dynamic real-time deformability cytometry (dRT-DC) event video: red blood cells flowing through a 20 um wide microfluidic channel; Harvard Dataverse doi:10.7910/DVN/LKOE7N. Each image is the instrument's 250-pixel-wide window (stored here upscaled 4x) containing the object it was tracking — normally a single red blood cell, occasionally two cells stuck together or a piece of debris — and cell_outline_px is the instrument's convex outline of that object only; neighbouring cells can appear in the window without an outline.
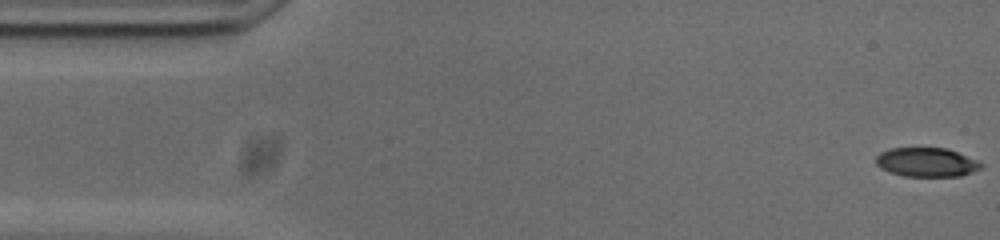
{"species": "common noctule bat (a hibernating species)", "species_latin": "Nyctalus noctula", "temperature_condition": "cold", "stored_images_in_passage": 53, "camera_frame_rate_fps": 3000, "um_per_image_px": 0.085, "animal": {"sex": "male", "body_mass_g": 20.0, "forearm_length_mm": 53.3}, "frame": {"image": 1, "passage_image": 1, "time_ms": 0.0, "image_size_px": [1000, 240], "cell_outline_px": [[984, 164], [980, 168], [972, 172], [960, 176], [904, 176], [888, 172], [880, 168], [876, 164], [876, 156], [880, 152], [888, 148], [948, 148], [976, 160]], "centroid_in_image_um": [78.72, 13.79], "position_along_channel_um": 6.3, "area_um2": 17.86}}
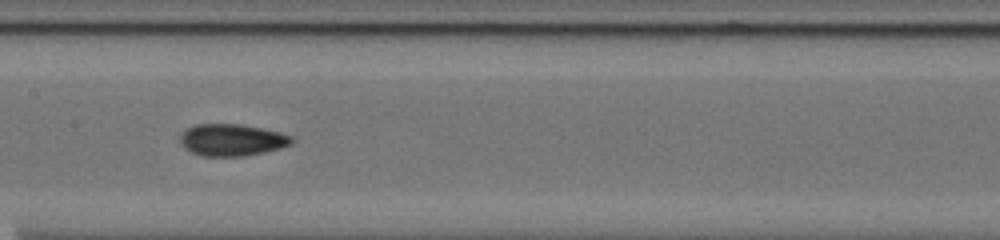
{"frame": {"image": 2, "passage_image": 25, "time_ms": 8.0, "image_size_px": [1000, 240], "cell_outline_px": [[296, 140], [292, 144], [280, 148], [264, 152], [244, 156], [200, 156], [184, 148], [180, 144], [180, 132], [184, 128], [196, 124], [240, 124], [280, 132], [292, 136]], "centroid_in_image_um": [19.68, 11.89], "position_along_channel_um": 187.7, "area_um2": 21.04}}
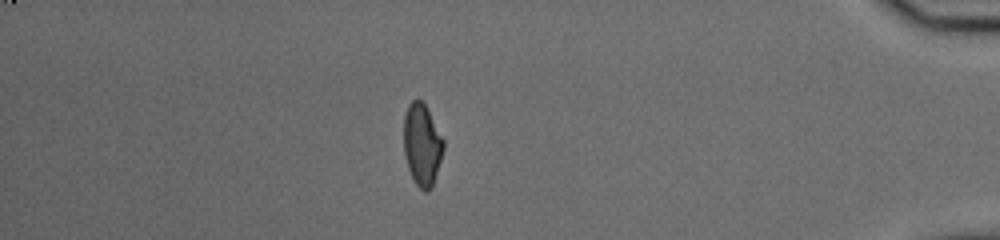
{"frame": {"image": 3, "passage_image": 46, "time_ms": 15.0, "image_size_px": [1000, 240], "cell_outline_px": [[444, 148], [432, 188], [428, 192], [424, 192], [412, 180], [404, 156], [404, 116], [408, 104], [412, 100], [420, 100], [424, 104], [444, 140]], "centroid_in_image_um": [35.86, 12.34], "position_along_channel_um": 399.3, "area_um2": 18.96}, "authors_computed_cell_mechanics": {"area_um2": 19.5942, "velocity_mm_per_s": 3.7516, "shape_relaxation_time_tau1_ms": 11.0648, "shape_relaxation_time_tau2_ms": 2.6416, "deformation_change_tau1": 0.2466, "deformation_change_tau2": 0.0793}}